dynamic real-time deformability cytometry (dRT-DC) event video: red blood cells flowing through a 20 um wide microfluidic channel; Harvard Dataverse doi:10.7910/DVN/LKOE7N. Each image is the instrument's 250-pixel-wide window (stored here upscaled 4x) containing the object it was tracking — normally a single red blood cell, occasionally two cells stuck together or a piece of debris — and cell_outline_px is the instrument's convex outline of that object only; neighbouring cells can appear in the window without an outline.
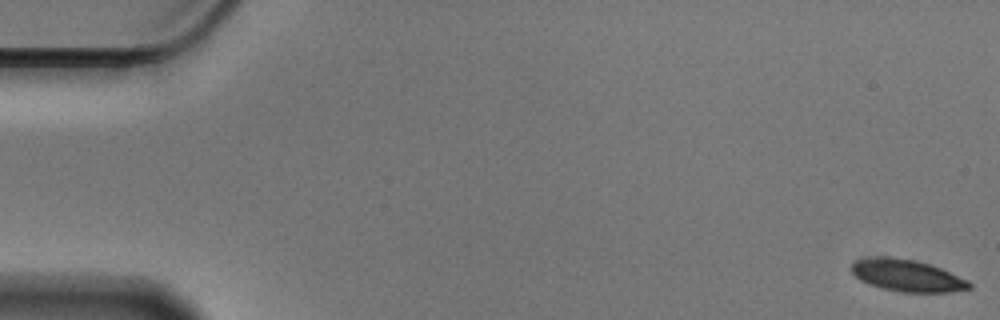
{"species": "Egyptian fruit bat (a non-hibernating species)", "species_latin": "Rousettus aegyptiacus", "temperature_condition": "cold", "stored_images_in_passage": 58, "camera_frame_rate_fps": 3000, "um_per_image_px": 0.085, "animal": {"sex": "male"}, "frame": {"image": 1, "passage_image": 1, "time_ms": 0.0, "image_size_px": [1000, 320], "cell_outline_px": [[972, 288], [948, 292], [900, 292], [880, 288], [856, 276], [848, 268], [856, 260], [872, 256], [888, 256], [916, 260], [940, 268], [968, 280], [972, 284]], "centroid_in_image_um": [77.09, 23.41], "position_along_channel_um": 7.9, "area_um2": 21.85}}
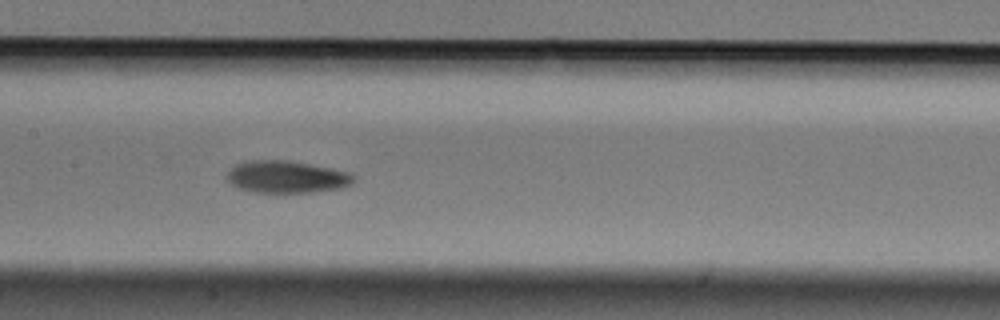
{"frame": {"image": 2, "passage_image": 28, "time_ms": 9.0, "image_size_px": [1000, 320], "cell_outline_px": [[356, 180], [352, 184], [340, 188], [312, 192], [252, 192], [240, 188], [232, 184], [224, 176], [236, 164], [248, 160], [288, 160], [332, 168], [352, 172]], "centroid_in_image_um": [24.39, 15.03], "position_along_channel_um": 183.0, "area_um2": 23.87}}
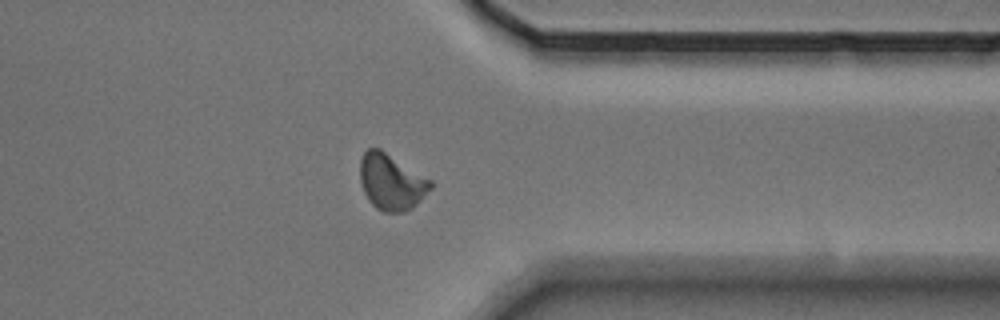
{"frame": {"image": 3, "passage_image": 45, "time_ms": 14.667, "image_size_px": [1000, 320], "cell_outline_px": [[432, 188], [412, 208], [404, 212], [384, 212], [376, 208], [368, 200], [364, 192], [360, 180], [360, 156], [368, 148], [380, 148], [432, 180]], "centroid_in_image_um": [33.25, 15.45], "position_along_channel_um": 378.1, "area_um2": 23.12}, "authors_computed_cell_mechanics": {"area_um2": 22.5998, "velocity_mm_per_s": 3.534, "shape_relaxation_time_tau1_ms": 3.2807, "shape_relaxation_time_tau2_ms": 3.4429, "deformation_change_tau1": 0.1188, "deformation_change_tau2": 0.0897}}